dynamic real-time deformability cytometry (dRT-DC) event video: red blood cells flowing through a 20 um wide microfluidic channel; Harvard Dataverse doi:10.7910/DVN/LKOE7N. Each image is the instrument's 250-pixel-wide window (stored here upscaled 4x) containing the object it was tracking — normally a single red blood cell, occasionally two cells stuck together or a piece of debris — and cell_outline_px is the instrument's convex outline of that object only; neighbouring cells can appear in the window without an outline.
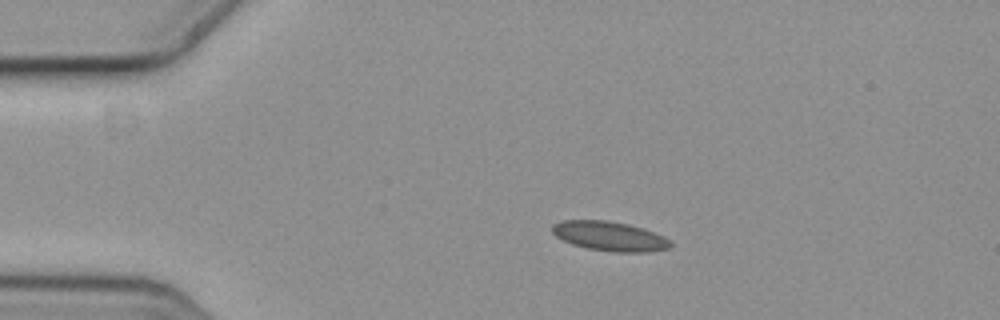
{"species": "common noctule bat (a hibernating species)", "species_latin": "Nyctalus noctula", "temperature_condition": "cold", "stored_images_in_passage": 8, "camera_frame_rate_fps": 3000, "um_per_image_px": 0.085, "animal": {"sex": "female", "body_mass_g": 19.3, "forearm_length_mm": 54.1}, "frame": {"image": 1, "passage_image": 2, "time_ms": 0.333, "image_size_px": [1000, 320], "cell_outline_px": [[672, 248], [648, 252], [612, 252], [588, 248], [572, 244], [556, 236], [552, 232], [552, 224], [560, 220], [608, 220], [628, 224], [644, 228], [664, 236], [672, 240]], "centroid_in_image_um": [51.86, 20.07], "position_along_channel_um": 33.1, "area_um2": 20.58}}
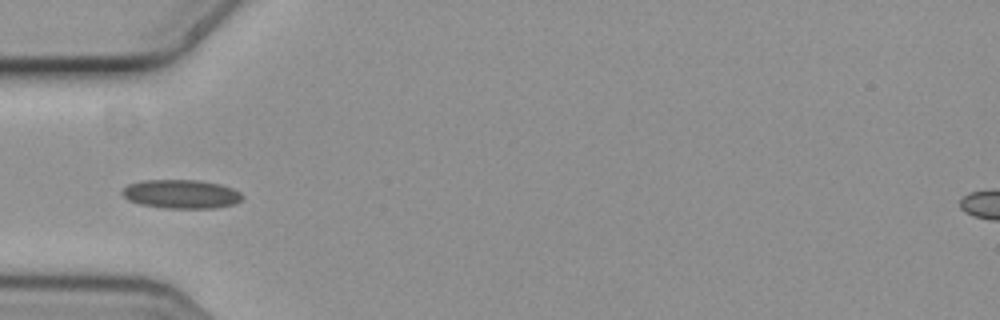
{"frame": {"image": 2, "passage_image": 4, "time_ms": 1.0, "image_size_px": [1000, 320], "cell_outline_px": [[244, 196], [236, 204], [216, 208], [164, 208], [140, 204], [128, 200], [120, 192], [128, 184], [144, 180], [200, 180], [220, 184], [232, 188], [240, 192]], "centroid_in_image_um": [15.42, 16.49], "position_along_channel_um": 69.6, "area_um2": 20.29}}
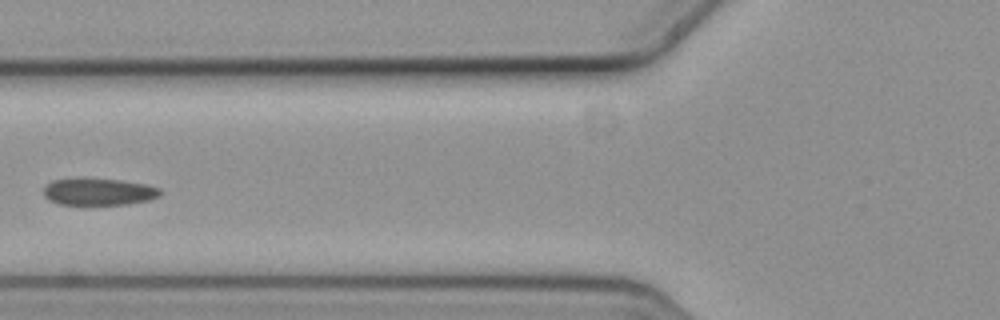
{"frame": {"image": 3, "passage_image": 5, "time_ms": 1.333, "image_size_px": [1000, 320], "cell_outline_px": [[164, 192], [160, 196], [148, 200], [128, 204], [60, 204], [48, 200], [44, 196], [44, 184], [52, 180], [80, 176], [120, 180], [148, 184], [160, 188]], "centroid_in_image_um": [8.37, 16.26], "position_along_channel_um": 117.4, "area_um2": 19.02}}